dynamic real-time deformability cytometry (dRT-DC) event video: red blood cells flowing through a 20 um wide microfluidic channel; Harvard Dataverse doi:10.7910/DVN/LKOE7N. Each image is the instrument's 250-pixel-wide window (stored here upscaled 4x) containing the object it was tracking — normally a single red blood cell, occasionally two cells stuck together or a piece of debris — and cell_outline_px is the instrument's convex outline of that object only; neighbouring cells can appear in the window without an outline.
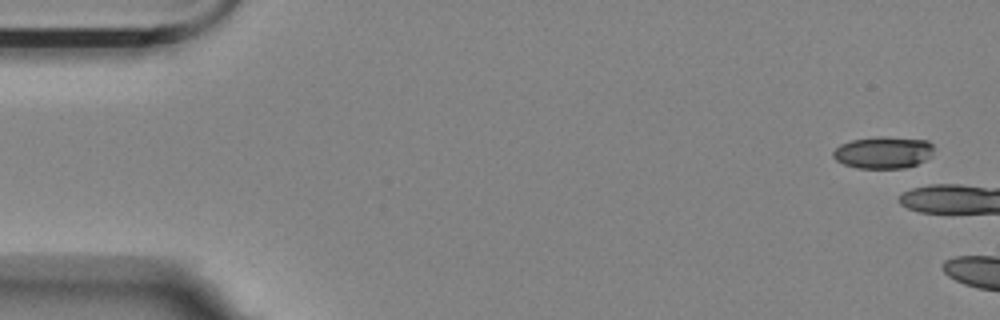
{"species": "Egyptian fruit bat (a non-hibernating species)", "species_latin": "Rousettus aegyptiacus", "temperature_condition": "room temperature", "stored_images_in_passage": 3, "camera_frame_rate_fps": 3000, "um_per_image_px": 0.085, "animal": {"sex": "female"}, "frame": {"image": 1, "passage_image": 1, "time_ms": 0.0, "image_size_px": [1000, 320], "cell_outline_px": [[932, 156], [916, 164], [904, 168], [856, 168], [844, 164], [836, 160], [832, 156], [832, 152], [840, 144], [852, 140], [876, 136], [884, 136], [928, 140], [932, 144]], "centroid_in_image_um": [75.06, 12.95], "position_along_channel_um": 9.9, "area_um2": 18.84}}